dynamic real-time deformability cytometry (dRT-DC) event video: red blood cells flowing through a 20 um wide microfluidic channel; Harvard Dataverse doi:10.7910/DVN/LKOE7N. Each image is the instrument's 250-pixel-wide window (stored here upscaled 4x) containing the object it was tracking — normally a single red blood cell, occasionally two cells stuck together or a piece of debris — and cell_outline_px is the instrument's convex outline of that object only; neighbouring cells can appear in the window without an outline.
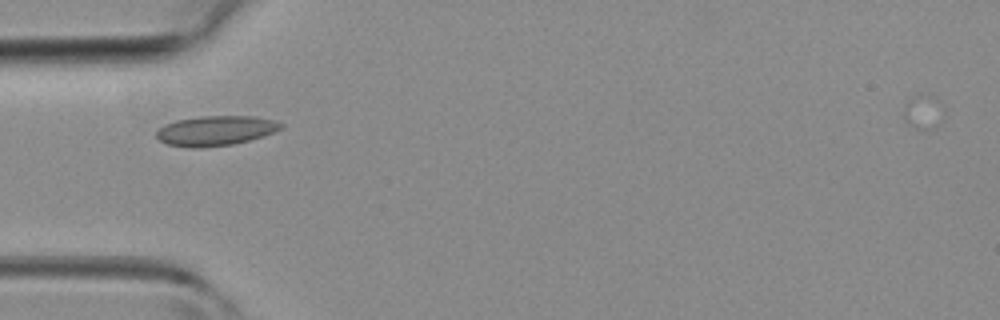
{"species": "common noctule bat (a hibernating species)", "species_latin": "Nyctalus noctula", "temperature_condition": "room temperature", "stored_images_in_passage": 31, "camera_frame_rate_fps": 3000, "um_per_image_px": 0.085, "animal": {"sex": "female", "body_mass_g": 19.3, "forearm_length_mm": 54.1}, "frame": {"image": 1, "passage_image": 2, "time_ms": 0.333, "image_size_px": [1000, 320], "cell_outline_px": [[284, 128], [276, 132], [264, 136], [232, 144], [200, 148], [188, 148], [168, 144], [160, 140], [156, 136], [156, 132], [160, 128], [176, 120], [200, 116], [252, 116], [272, 120], [284, 124]], "centroid_in_image_um": [18.36, 11.11], "position_along_channel_um": 66.6, "area_um2": 21.62}}
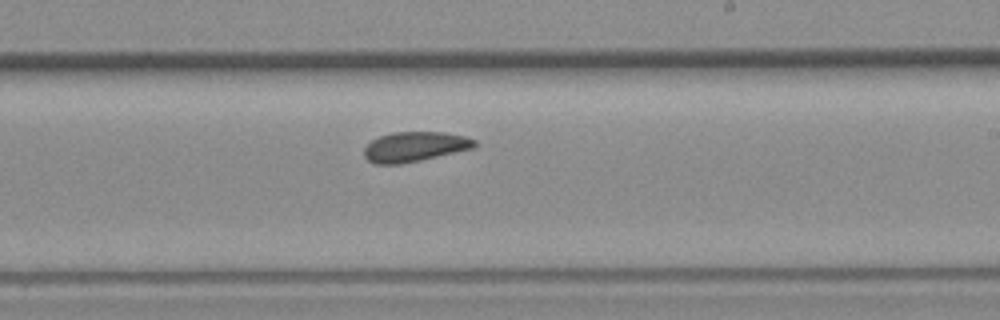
{"frame": {"image": 2, "passage_image": 14, "time_ms": 4.333, "image_size_px": [1000, 320], "cell_outline_px": [[476, 148], [420, 160], [400, 164], [376, 164], [368, 160], [364, 156], [364, 148], [372, 140], [380, 136], [392, 132], [444, 132], [464, 136], [476, 140]], "centroid_in_image_um": [35.27, 12.47], "position_along_channel_um": 253.7, "area_um2": 19.25}}
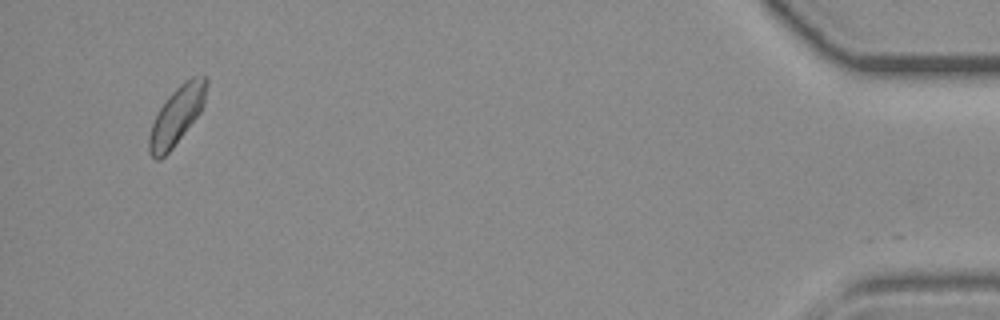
{"frame": {"image": 3, "passage_image": 30, "time_ms": 9.667, "image_size_px": [1000, 320], "cell_outline_px": [[208, 84], [204, 104], [200, 112], [172, 148], [160, 160], [156, 160], [148, 152], [148, 136], [156, 112], [168, 96], [184, 80], [192, 76], [204, 76], [208, 80]], "centroid_in_image_um": [15.01, 9.81], "position_along_channel_um": 420.2, "area_um2": 19.42}}